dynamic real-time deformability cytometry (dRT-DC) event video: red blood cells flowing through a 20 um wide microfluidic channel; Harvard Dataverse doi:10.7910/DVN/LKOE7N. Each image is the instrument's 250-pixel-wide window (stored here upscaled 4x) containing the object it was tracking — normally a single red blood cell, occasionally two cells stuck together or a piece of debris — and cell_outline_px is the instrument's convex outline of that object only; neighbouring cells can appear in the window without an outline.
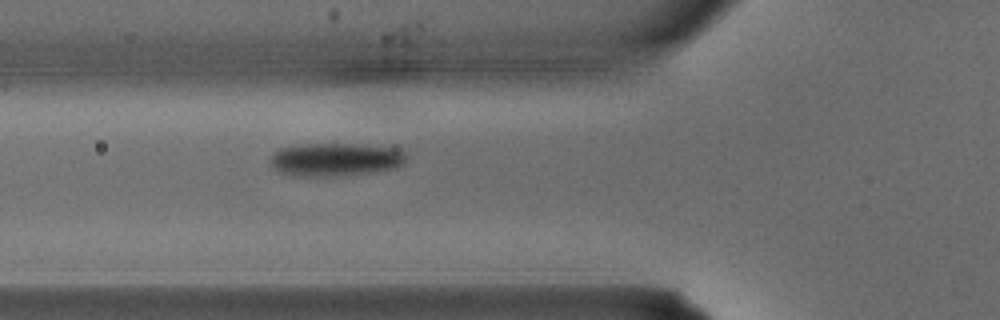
{"species": "common noctule bat (a hibernating species)", "species_latin": "Nyctalus noctula", "temperature_condition": "warm", "stored_images_in_passage": 3, "camera_frame_rate_fps": 3000, "um_per_image_px": 0.085, "animal": {"sex": "male", "body_mass_g": 15.6}, "frame": {"image": 1, "passage_image": 3, "time_ms": 0.667, "image_size_px": [1000, 320], "cell_outline_px": [[408, 156], [404, 164], [396, 168], [376, 172], [348, 176], [288, 176], [280, 172], [268, 160], [280, 148], [332, 140], [392, 144], [404, 148]], "centroid_in_image_um": [28.72, 13.48], "position_along_channel_um": 97.1, "area_um2": 28.67}}